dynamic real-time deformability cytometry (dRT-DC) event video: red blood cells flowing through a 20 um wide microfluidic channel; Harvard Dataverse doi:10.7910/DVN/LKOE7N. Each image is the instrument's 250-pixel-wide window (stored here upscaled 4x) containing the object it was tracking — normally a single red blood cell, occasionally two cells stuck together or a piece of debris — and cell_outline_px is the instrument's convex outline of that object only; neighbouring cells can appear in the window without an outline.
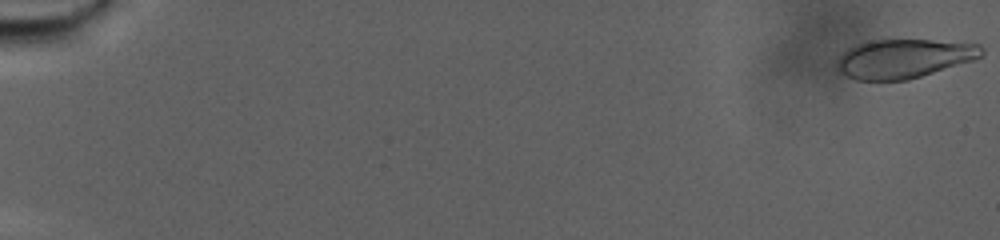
{"species": "human", "species_latin": "Homo sapiens", "temperature_condition": "warm", "stored_images_in_passage": 93, "camera_frame_rate_fps": 3000, "um_per_image_px": 0.085, "donor": {"sex": "male"}, "frame": {"image": 1, "passage_image": 1, "time_ms": 0.0, "image_size_px": [1000, 240], "cell_outline_px": [[984, 56], [972, 60], [908, 80], [856, 80], [840, 72], [836, 64], [840, 56], [848, 48], [856, 44], [872, 40], [932, 40], [980, 44], [984, 48]], "centroid_in_image_um": [76.85, 4.97], "position_along_channel_um": 8.2, "area_um2": 32.71}}
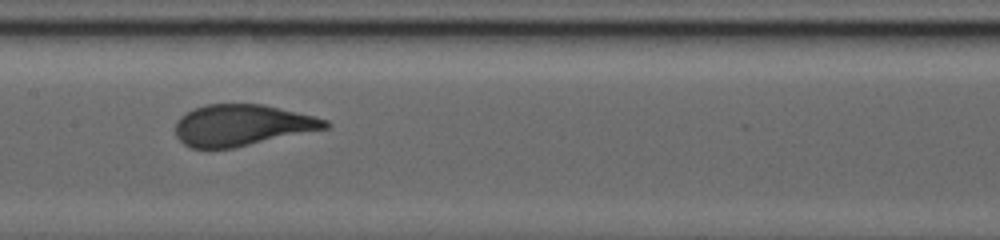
{"frame": {"image": 2, "passage_image": 51, "time_ms": 16.667, "image_size_px": [1000, 240], "cell_outline_px": [[332, 124], [328, 128], [236, 148], [192, 148], [184, 144], [176, 136], [176, 120], [184, 112], [192, 108], [204, 104], [264, 104], [328, 120]], "centroid_in_image_um": [20.55, 10.64], "position_along_channel_um": 186.8, "area_um2": 36.3}}
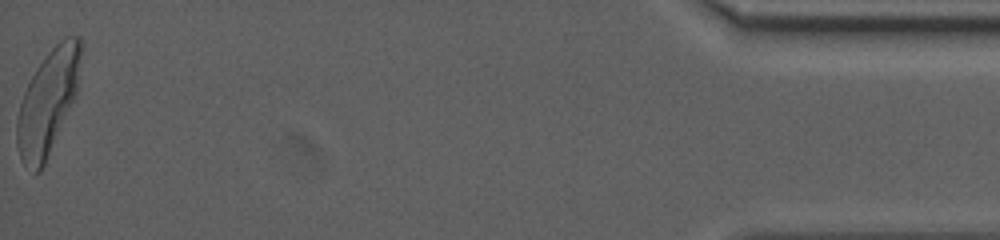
{"frame": {"image": 3, "passage_image": 93, "time_ms": 30.667, "image_size_px": [1000, 240], "cell_outline_px": [[80, 56], [76, 96], [44, 164], [40, 172], [36, 172], [24, 164], [20, 160], [16, 144], [16, 120], [20, 104], [24, 92], [36, 68], [44, 56], [64, 36], [80, 36]], "centroid_in_image_um": [4.04, 8.68], "position_along_channel_um": 431.2, "area_um2": 38.32}, "authors_computed_cell_mechanics": {"area_um2": 36.3562, "velocity_mm_per_s": 2.3376, "shape_relaxation_time_tau1_ms": 5.7179, "shape_relaxation_time_tau2_ms": null, "deformation_change_tau1": 0.2011, "deformation_change_tau2": null}}